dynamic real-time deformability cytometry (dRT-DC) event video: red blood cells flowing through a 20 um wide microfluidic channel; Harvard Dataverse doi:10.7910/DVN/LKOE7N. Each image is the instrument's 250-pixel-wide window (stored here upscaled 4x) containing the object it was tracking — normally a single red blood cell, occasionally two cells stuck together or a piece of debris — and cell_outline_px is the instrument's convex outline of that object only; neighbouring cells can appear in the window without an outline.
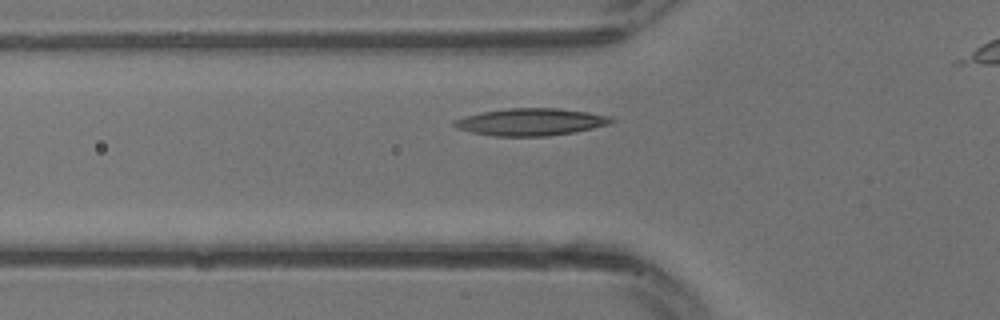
{"species": "common noctule bat (a hibernating species)", "species_latin": "Nyctalus noctula", "temperature_condition": "warm", "stored_images_in_passage": 9, "camera_frame_rate_fps": 3000, "um_per_image_px": 0.085, "animal": {"sex": "male", "body_mass_g": 13.3}, "frame": {"image": 1, "passage_image": 4, "time_ms": 1.0, "image_size_px": [1000, 320], "cell_outline_px": [[616, 120], [608, 124], [592, 128], [572, 132], [548, 136], [492, 136], [472, 132], [456, 128], [452, 124], [452, 120], [464, 116], [484, 112], [508, 108], [556, 108], [588, 112], [612, 116]], "centroid_in_image_um": [45.1, 10.36], "position_along_channel_um": 80.7, "area_um2": 24.85}}
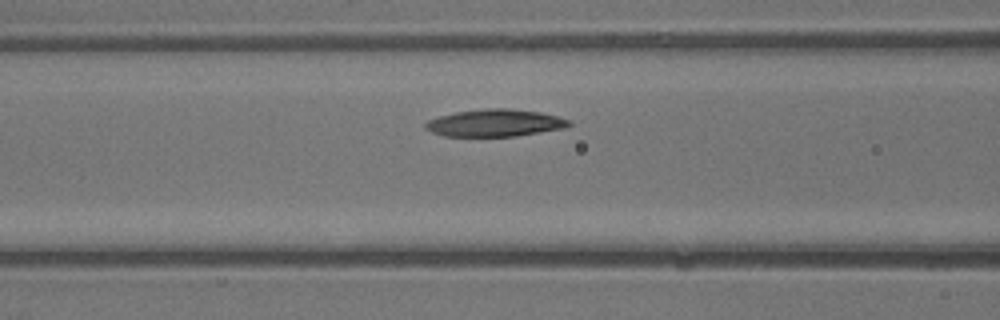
{"frame": {"image": 2, "passage_image": 6, "time_ms": 1.667, "image_size_px": [1000, 320], "cell_outline_px": [[572, 124], [564, 128], [516, 136], [444, 136], [432, 132], [424, 128], [424, 124], [428, 120], [440, 116], [456, 112], [484, 108], [508, 108], [540, 112], [572, 120]], "centroid_in_image_um": [42.08, 10.45], "position_along_channel_um": 124.5, "area_um2": 22.77}}
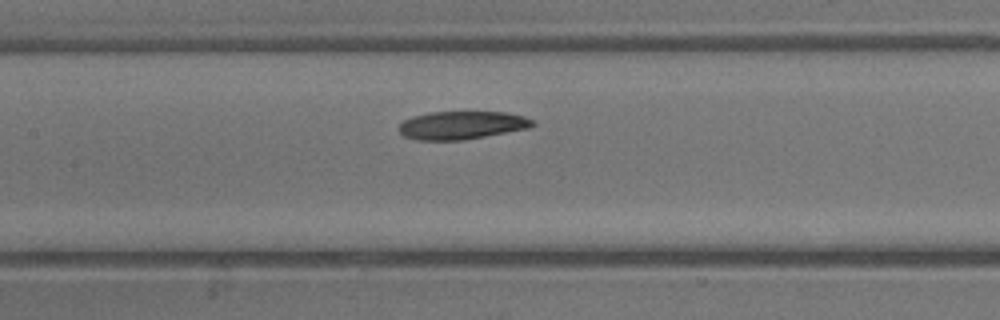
{"frame": {"image": 3, "passage_image": 8, "time_ms": 2.333, "image_size_px": [1000, 320], "cell_outline_px": [[536, 124], [528, 128], [464, 140], [416, 140], [404, 136], [396, 128], [404, 120], [412, 116], [428, 112], [508, 112], [524, 116], [532, 120]], "centroid_in_image_um": [39.22, 10.64], "position_along_channel_um": 168.2, "area_um2": 21.96}}